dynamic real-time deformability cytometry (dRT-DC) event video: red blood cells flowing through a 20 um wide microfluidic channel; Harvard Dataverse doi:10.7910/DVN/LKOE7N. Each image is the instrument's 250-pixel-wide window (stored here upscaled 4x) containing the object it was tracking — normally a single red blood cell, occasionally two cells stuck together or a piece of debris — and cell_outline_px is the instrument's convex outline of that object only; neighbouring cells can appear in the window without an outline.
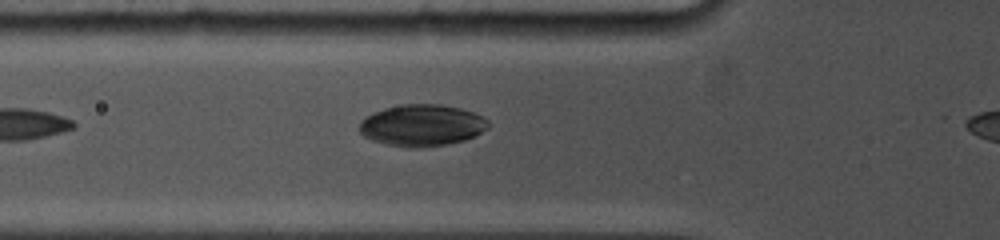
{"species": "common noctule bat (a hibernating species)", "species_latin": "Nyctalus noctula", "temperature_condition": "cold", "stored_images_in_passage": 3, "camera_frame_rate_fps": 5000, "um_per_image_px": 0.085, "animal": {"sex": "female", "body_mass_g": 19.0, "forearm_length_mm": 53.3}, "frame": {"image": 1, "passage_image": 3, "time_ms": 1.2, "image_size_px": [1000, 240], "cell_outline_px": [[488, 128], [476, 136], [464, 140], [444, 144], [420, 148], [408, 148], [388, 144], [372, 140], [364, 136], [360, 132], [360, 120], [384, 108], [404, 104], [440, 104], [460, 108], [472, 112], [488, 120]], "centroid_in_image_um": [35.87, 10.65], "position_along_channel_um": 89.9, "area_um2": 31.04}}